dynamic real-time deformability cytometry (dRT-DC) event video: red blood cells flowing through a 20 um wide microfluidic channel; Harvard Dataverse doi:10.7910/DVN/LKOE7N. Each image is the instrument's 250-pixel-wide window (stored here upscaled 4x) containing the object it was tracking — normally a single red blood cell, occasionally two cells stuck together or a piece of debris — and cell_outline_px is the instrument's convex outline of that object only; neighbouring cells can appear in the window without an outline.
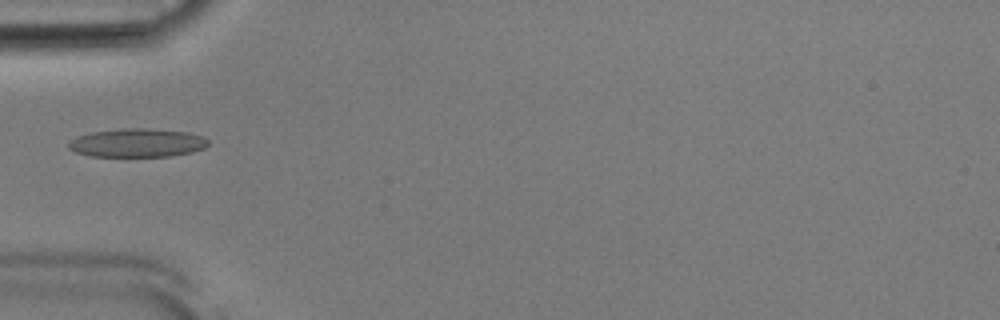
{"species": "Egyptian fruit bat (a non-hibernating species)", "species_latin": "Rousettus aegyptiacus", "temperature_condition": "room temperature", "stored_images_in_passage": 36, "camera_frame_rate_fps": 3000, "um_per_image_px": 0.085, "animal": {"sex": "male"}, "frame": {"image": 1, "passage_image": 1, "time_ms": 0.0, "image_size_px": [1000, 320], "cell_outline_px": [[208, 144], [204, 148], [192, 152], [168, 156], [88, 156], [76, 152], [68, 148], [68, 144], [76, 136], [92, 132], [120, 128], [144, 128], [188, 132], [204, 136], [208, 140]], "centroid_in_image_um": [11.66, 12.13], "position_along_channel_um": 73.3, "area_um2": 23.24}}
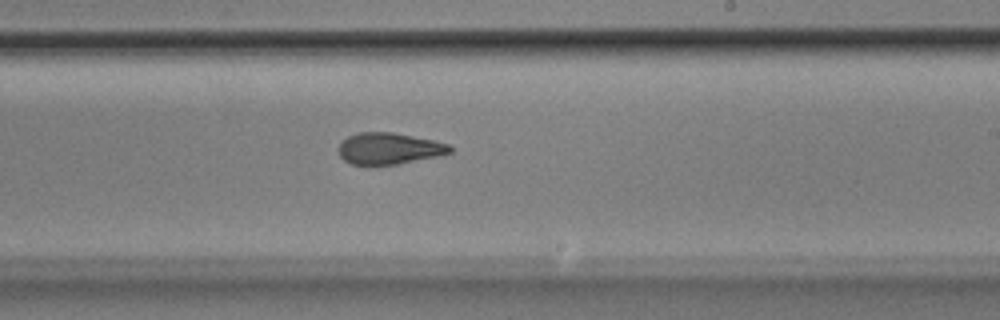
{"frame": {"image": 2, "passage_image": 15, "time_ms": 4.667, "image_size_px": [1000, 320], "cell_outline_px": [[452, 152], [436, 156], [396, 164], [352, 164], [344, 160], [340, 156], [340, 144], [348, 136], [360, 132], [392, 132], [432, 140], [448, 144], [452, 148]], "centroid_in_image_um": [33.07, 12.61], "position_along_channel_um": 255.9, "area_um2": 19.94}}
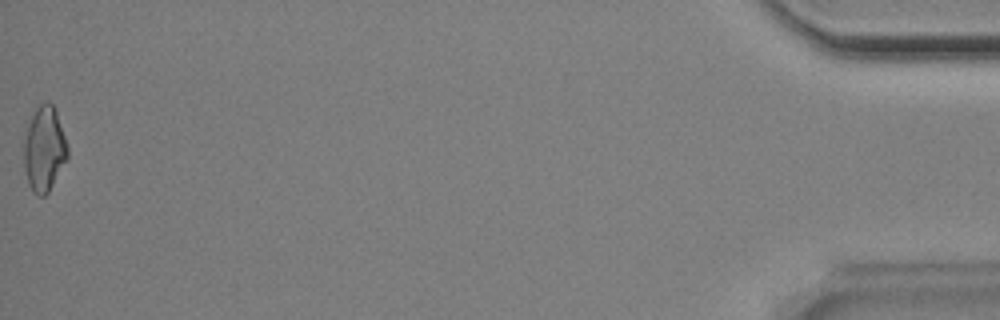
{"frame": {"image": 3, "passage_image": 36, "time_ms": 11.667, "image_size_px": [1000, 320], "cell_outline_px": [[68, 156], [48, 192], [44, 196], [36, 196], [32, 192], [28, 184], [24, 168], [24, 140], [32, 116], [36, 108], [40, 104], [48, 100], [56, 108], [68, 148]], "centroid_in_image_um": [3.76, 12.67], "position_along_channel_um": 431.4, "area_um2": 21.5}}